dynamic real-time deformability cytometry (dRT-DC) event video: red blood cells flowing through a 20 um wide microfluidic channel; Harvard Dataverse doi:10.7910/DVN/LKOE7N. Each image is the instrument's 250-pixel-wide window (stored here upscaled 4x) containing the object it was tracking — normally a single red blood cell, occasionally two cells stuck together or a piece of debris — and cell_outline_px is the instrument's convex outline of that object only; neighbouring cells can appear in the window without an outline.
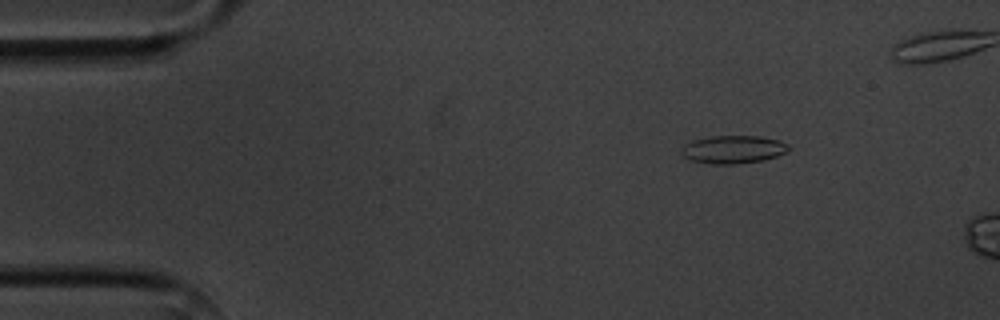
{"species": "common noctule bat (a hibernating species)", "species_latin": "Nyctalus noctula", "temperature_condition": "cold", "stored_images_in_passage": 3, "camera_frame_rate_fps": 3000, "um_per_image_px": 0.085, "animal": {"sex": "male", "body_mass_g": 20.1, "forearm_length_mm": 53.5}, "frame": {"image": 1, "passage_image": 1, "time_ms": 0.0, "image_size_px": [1000, 320], "cell_outline_px": [[788, 148], [784, 152], [776, 156], [764, 160], [736, 164], [712, 164], [692, 160], [684, 156], [680, 152], [684, 144], [692, 140], [712, 136], [760, 136], [780, 140], [788, 144]], "centroid_in_image_um": [62.3, 12.7], "position_along_channel_um": 22.7, "area_um2": 17.4}}